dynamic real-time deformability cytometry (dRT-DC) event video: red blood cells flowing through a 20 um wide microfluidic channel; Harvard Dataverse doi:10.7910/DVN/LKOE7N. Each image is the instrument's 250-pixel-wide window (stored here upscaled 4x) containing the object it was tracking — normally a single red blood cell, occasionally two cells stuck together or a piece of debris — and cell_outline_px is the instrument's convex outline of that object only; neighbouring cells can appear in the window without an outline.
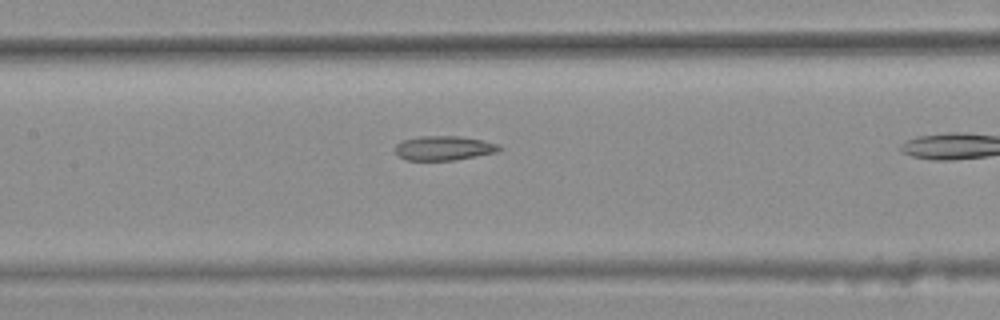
{"species": "common noctule bat (a hibernating species)", "species_latin": "Nyctalus noctula", "temperature_condition": "warm", "stored_images_in_passage": 20, "camera_frame_rate_fps": 3000, "um_per_image_px": 0.085, "animal": {"sex": "female", "body_mass_g": 25.1}, "frame": {"image": 1, "passage_image": 9, "time_ms": 2.667, "image_size_px": [1000, 320], "cell_outline_px": [[504, 148], [496, 152], [456, 160], [404, 160], [396, 152], [396, 144], [400, 140], [420, 136], [460, 136], [484, 140], [500, 144]], "centroid_in_image_um": [37.75, 12.58], "position_along_channel_um": 169.6, "area_um2": 14.97}}
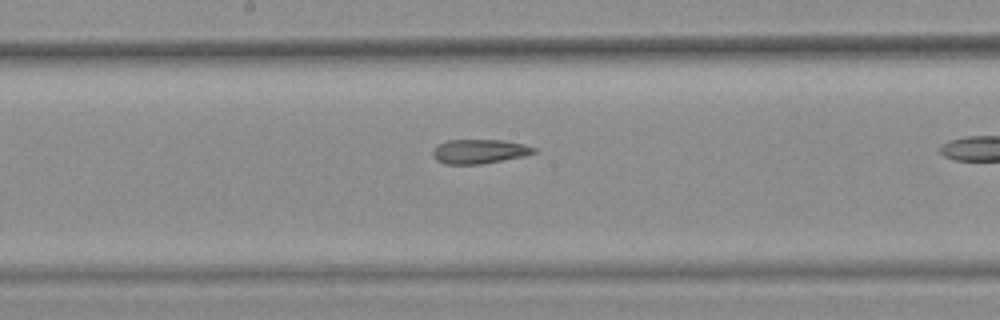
{"frame": {"image": 2, "passage_image": 12, "time_ms": 3.667, "image_size_px": [1000, 320], "cell_outline_px": [[536, 152], [524, 156], [480, 164], [444, 164], [436, 160], [432, 156], [432, 152], [436, 144], [448, 140], [504, 140], [524, 144], [536, 148]], "centroid_in_image_um": [40.71, 12.86], "position_along_channel_um": 207.5, "area_um2": 14.39}}
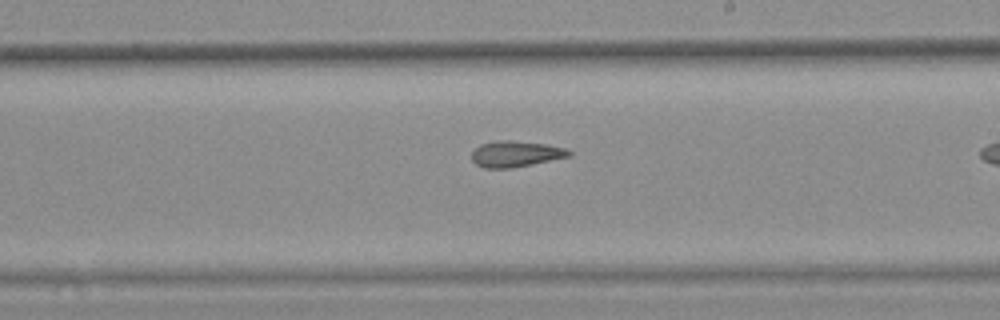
{"frame": {"image": 3, "passage_image": 15, "time_ms": 4.667, "image_size_px": [1000, 320], "cell_outline_px": [[572, 156], [512, 168], [484, 168], [476, 164], [472, 160], [472, 152], [480, 144], [496, 140], [512, 140], [544, 144], [564, 148], [572, 152]], "centroid_in_image_um": [43.82, 13.08], "position_along_channel_um": 245.2, "area_um2": 14.74}}